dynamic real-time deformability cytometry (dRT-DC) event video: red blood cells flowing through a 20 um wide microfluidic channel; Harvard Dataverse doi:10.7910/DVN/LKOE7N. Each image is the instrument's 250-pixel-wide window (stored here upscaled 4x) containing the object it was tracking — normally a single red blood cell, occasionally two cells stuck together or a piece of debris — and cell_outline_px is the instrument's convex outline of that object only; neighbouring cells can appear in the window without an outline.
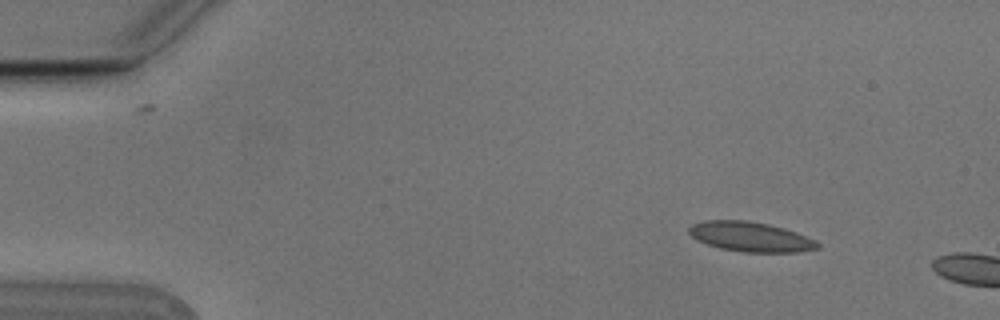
{"species": "Egyptian fruit bat (a non-hibernating species)", "species_latin": "Rousettus aegyptiacus", "temperature_condition": "cold", "stored_images_in_passage": 2, "camera_frame_rate_fps": 3000, "um_per_image_px": 0.085, "animal": {"sex": "male"}, "frame": {"image": 1, "passage_image": 1, "time_ms": 0.0, "image_size_px": [1000, 320], "cell_outline_px": [[820, 248], [796, 252], [740, 252], [720, 248], [696, 240], [688, 232], [688, 228], [692, 224], [704, 220], [748, 220], [768, 224], [784, 228], [796, 232], [816, 240], [820, 244]], "centroid_in_image_um": [63.79, 20.12], "position_along_channel_um": 21.2, "area_um2": 22.43}}